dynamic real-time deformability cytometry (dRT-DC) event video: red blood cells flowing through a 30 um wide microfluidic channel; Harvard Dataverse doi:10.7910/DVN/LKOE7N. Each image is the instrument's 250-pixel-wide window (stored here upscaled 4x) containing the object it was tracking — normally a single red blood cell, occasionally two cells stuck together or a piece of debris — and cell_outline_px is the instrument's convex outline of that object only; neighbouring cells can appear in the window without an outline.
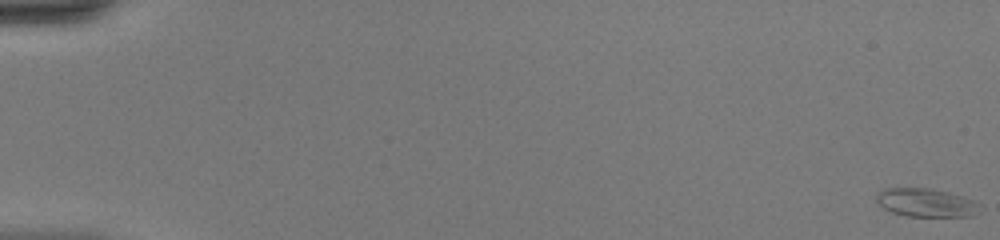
{"species": "common noctule bat (a hibernating species)", "species_latin": "Nyctalus noctula", "temperature_condition": "warm", "stored_images_in_passage": 19, "camera_frame_rate_fps": 3000, "um_per_image_px": 0.085, "animal": {"sex": "female", "body_mass_g": 20.0, "forearm_length_mm": 54.0}, "frame": {"image": 1, "passage_image": 1, "time_ms": 0.0, "image_size_px": [1000, 240], "cell_outline_px": [[980, 212], [972, 216], [908, 216], [892, 212], [884, 208], [876, 200], [876, 196], [884, 188], [928, 188], [948, 192], [972, 200], [980, 204]], "centroid_in_image_um": [78.73, 17.23], "position_along_channel_um": 6.3, "area_um2": 16.94}}
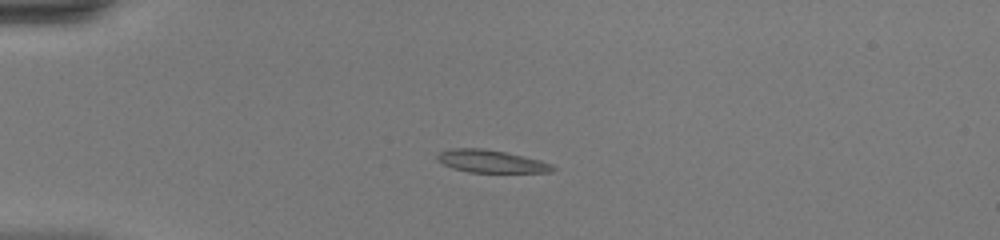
{"frame": {"image": 2, "passage_image": 14, "time_ms": 4.333, "image_size_px": [1000, 240], "cell_outline_px": [[556, 168], [552, 172], [468, 172], [452, 168], [436, 160], [436, 156], [440, 152], [452, 148], [484, 148], [524, 156], [540, 160], [552, 164]], "centroid_in_image_um": [41.73, 13.71], "position_along_channel_um": 43.3, "area_um2": 15.2}}